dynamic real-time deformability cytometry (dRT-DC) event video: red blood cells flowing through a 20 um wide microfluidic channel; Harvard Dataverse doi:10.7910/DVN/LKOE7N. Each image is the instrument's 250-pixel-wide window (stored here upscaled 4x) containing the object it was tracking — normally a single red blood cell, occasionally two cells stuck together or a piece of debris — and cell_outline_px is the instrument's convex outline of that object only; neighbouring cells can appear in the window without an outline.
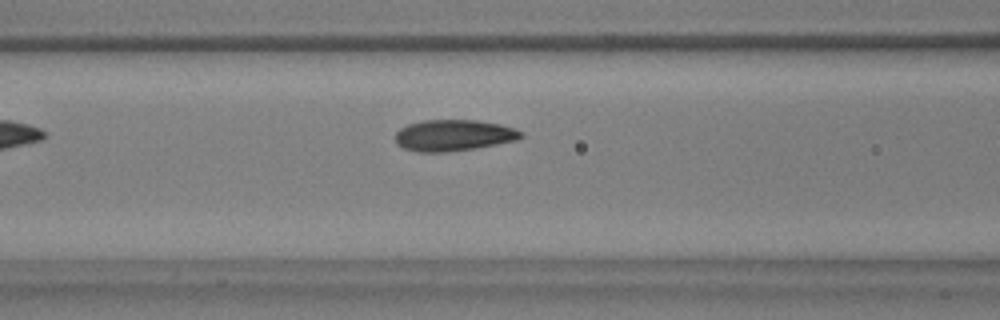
{"species": "common noctule bat (a hibernating species)", "species_latin": "Nyctalus noctula", "temperature_condition": "warm", "stored_images_in_passage": 36, "camera_frame_rate_fps": 3000, "um_per_image_px": 0.085, "animal": {"sex": "male", "body_mass_g": 17.9, "forearm_length_mm": 54.2}, "frame": {"image": 1, "passage_image": 6, "time_ms": 1.667, "image_size_px": [1000, 320], "cell_outline_px": [[524, 136], [516, 140], [476, 148], [448, 152], [416, 152], [404, 148], [396, 144], [396, 132], [400, 128], [408, 124], [424, 120], [476, 120], [500, 124], [516, 128], [524, 132]], "centroid_in_image_um": [38.57, 11.5], "position_along_channel_um": 128.0, "area_um2": 23.06}, "authors_computed_cell_mechanics": {"area_um2": 22.831, "velocity_mm_per_s": 3.6837, "shape_relaxation_time_tau1_ms": 3.0381, "shape_relaxation_time_tau2_ms": 1.3799, "deformation_change_tau1": 0.1264, "deformation_change_tau2": 0.0452}}